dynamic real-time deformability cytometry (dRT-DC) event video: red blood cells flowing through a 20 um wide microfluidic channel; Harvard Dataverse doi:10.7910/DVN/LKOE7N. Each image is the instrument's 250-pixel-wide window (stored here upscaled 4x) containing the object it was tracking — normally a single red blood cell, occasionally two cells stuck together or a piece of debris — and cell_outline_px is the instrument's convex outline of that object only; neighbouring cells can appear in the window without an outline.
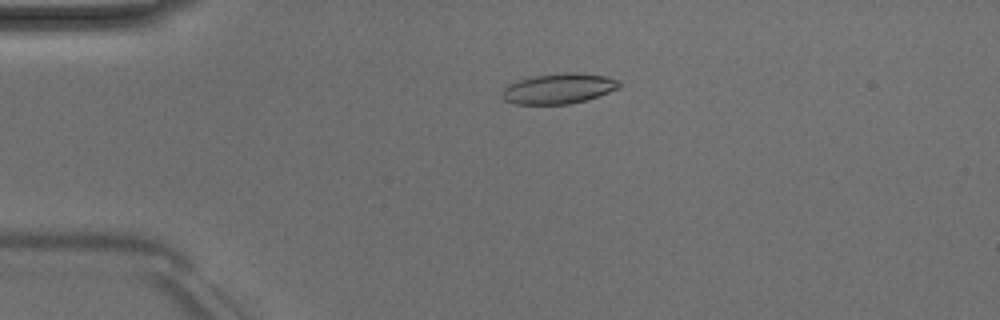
{"species": "Egyptian fruit bat (a non-hibernating species)", "species_latin": "Rousettus aegyptiacus", "temperature_condition": "room temperature", "stored_images_in_passage": 51, "camera_frame_rate_fps": 3000, "um_per_image_px": 0.085, "animal": {"sex": "male"}, "frame": {"image": 1, "passage_image": 12, "time_ms": 3.667, "image_size_px": [1000, 320], "cell_outline_px": [[620, 88], [584, 100], [568, 104], [516, 104], [504, 100], [500, 96], [504, 88], [508, 84], [520, 80], [536, 76], [564, 72], [572, 72], [608, 76], [616, 80], [620, 84]], "centroid_in_image_um": [47.46, 7.53], "position_along_channel_um": 37.5, "area_um2": 20.46}}
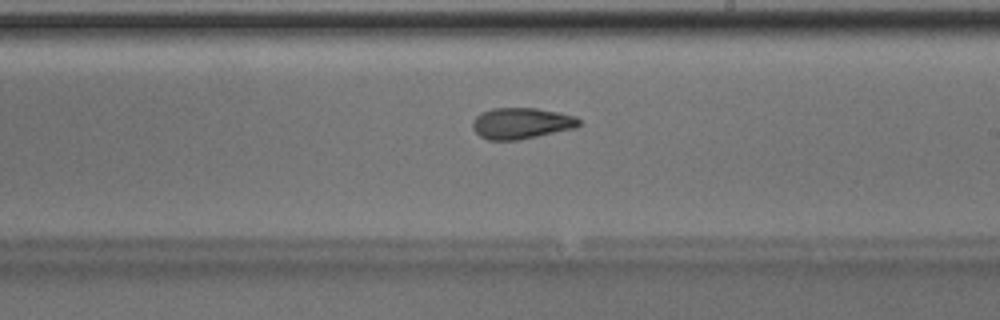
{"frame": {"image": 2, "passage_image": 30, "time_ms": 9.667, "image_size_px": [1000, 320], "cell_outline_px": [[580, 124], [576, 128], [516, 140], [488, 140], [480, 136], [472, 128], [472, 120], [480, 112], [492, 108], [536, 108], [576, 116], [580, 120]], "centroid_in_image_um": [44.28, 10.47], "position_along_channel_um": 244.7, "area_um2": 19.31}}
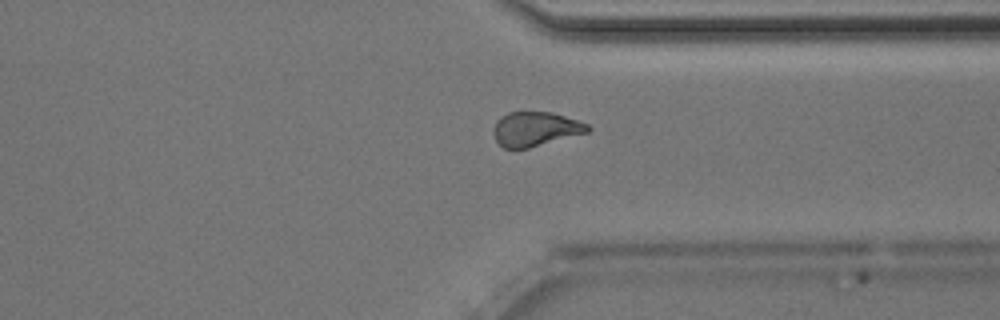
{"frame": {"image": 3, "passage_image": 39, "time_ms": 12.667, "image_size_px": [1000, 320], "cell_outline_px": [[592, 128], [588, 132], [528, 148], [504, 148], [496, 140], [492, 132], [496, 120], [500, 116], [508, 112], [552, 112], [588, 124]], "centroid_in_image_um": [45.49, 10.95], "position_along_channel_um": 365.9, "area_um2": 18.79}, "authors_computed_cell_mechanics": {"area_um2": 19.941, "velocity_mm_per_s": 4.0305, "shape_relaxation_time_tau1_ms": 6.47, "shape_relaxation_time_tau2_ms": 1.985, "deformation_change_tau1": 0.1697, "deformation_change_tau2": 0.0904}}